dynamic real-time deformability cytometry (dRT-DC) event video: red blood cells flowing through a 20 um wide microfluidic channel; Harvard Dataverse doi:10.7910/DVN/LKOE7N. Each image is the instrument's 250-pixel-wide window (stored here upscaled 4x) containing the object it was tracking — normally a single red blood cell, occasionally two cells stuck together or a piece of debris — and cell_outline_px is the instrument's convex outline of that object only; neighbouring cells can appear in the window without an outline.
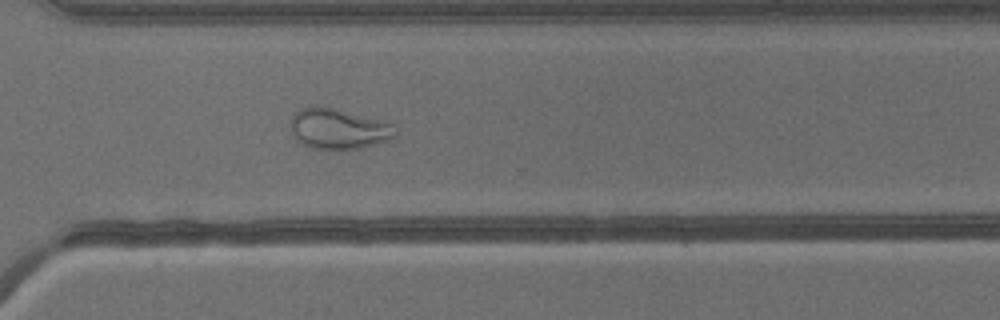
{"species": "common noctule bat (a hibernating species)", "species_latin": "Nyctalus noctula", "temperature_condition": "warm", "stored_images_in_passage": 38, "camera_frame_rate_fps": 3000, "um_per_image_px": 0.085, "animal": {"sex": "male", "body_mass_g": 13.3}, "frame": {"image": 1, "passage_image": 27, "time_ms": 8.667, "image_size_px": [1000, 320], "cell_outline_px": [[400, 132], [396, 136], [376, 144], [360, 148], [312, 148], [296, 140], [292, 132], [292, 116], [300, 108], [312, 104], [316, 104], [336, 108], [396, 124]], "centroid_in_image_um": [28.81, 10.91], "position_along_channel_um": 341.8, "area_um2": 24.91}}